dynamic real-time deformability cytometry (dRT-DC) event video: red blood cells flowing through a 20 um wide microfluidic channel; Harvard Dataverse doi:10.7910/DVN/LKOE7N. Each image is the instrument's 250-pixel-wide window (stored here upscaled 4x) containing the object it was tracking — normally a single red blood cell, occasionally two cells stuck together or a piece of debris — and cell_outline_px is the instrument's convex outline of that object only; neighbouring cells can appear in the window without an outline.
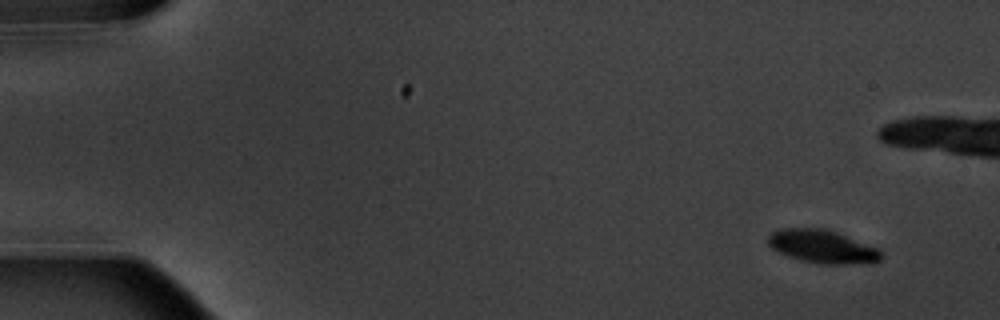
{"species": "common noctule bat (a hibernating species)", "species_latin": "Nyctalus noctula", "temperature_condition": "warm", "stored_images_in_passage": 6, "camera_frame_rate_fps": 3000, "um_per_image_px": 0.085, "animal": {"sex": "male", "body_mass_g": 20.1, "forearm_length_mm": 53.5}, "frame": {"image": 1, "passage_image": 1, "time_ms": 0.0, "image_size_px": [1000, 320], "cell_outline_px": [[884, 256], [880, 260], [872, 264], [820, 264], [800, 260], [788, 256], [772, 248], [768, 244], [768, 236], [772, 232], [780, 228], [824, 228], [836, 232], [880, 248]], "centroid_in_image_um": [69.97, 20.97], "position_along_channel_um": 15.0, "area_um2": 22.2}}